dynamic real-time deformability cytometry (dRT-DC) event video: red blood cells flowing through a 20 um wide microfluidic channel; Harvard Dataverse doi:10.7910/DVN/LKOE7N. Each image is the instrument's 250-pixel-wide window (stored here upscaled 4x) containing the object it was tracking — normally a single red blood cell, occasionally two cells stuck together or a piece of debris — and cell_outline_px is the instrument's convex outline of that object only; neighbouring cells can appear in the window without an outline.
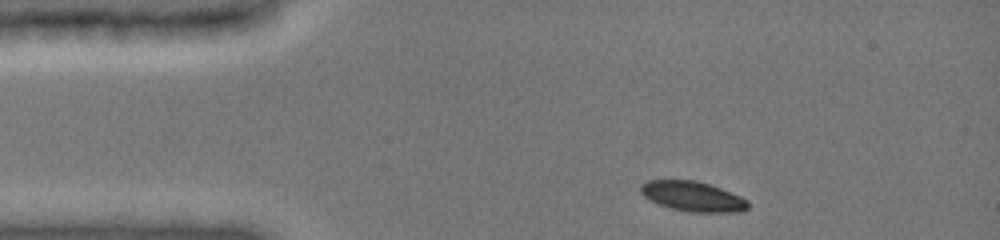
{"species": "common noctule bat (a hibernating species)", "species_latin": "Nyctalus noctula", "temperature_condition": "cold", "stored_images_in_passage": 7, "camera_frame_rate_fps": 3000, "um_per_image_px": 0.085, "animal": {"sex": "female", "body_mass_g": 19.0, "forearm_length_mm": 51.5}, "frame": {"image": 1, "passage_image": 1, "time_ms": 0.0, "image_size_px": [1000, 240], "cell_outline_px": [[748, 208], [744, 212], [692, 212], [672, 208], [660, 204], [644, 196], [640, 192], [640, 184], [648, 180], [696, 180], [720, 188], [740, 196], [748, 200]], "centroid_in_image_um": [58.9, 16.69], "position_along_channel_um": 26.1, "area_um2": 18.61}}
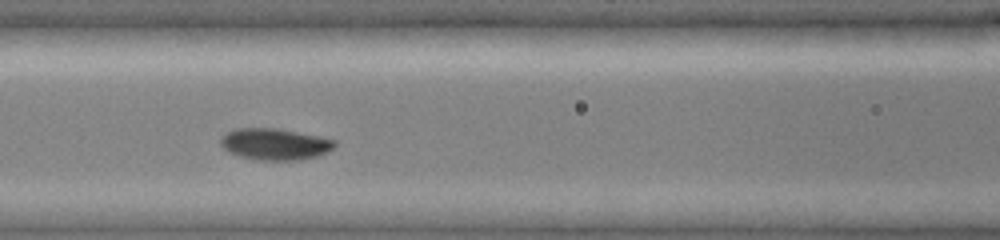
{"frame": {"image": 2, "passage_image": 6, "time_ms": 4.333, "image_size_px": [1000, 240], "cell_outline_px": [[336, 144], [328, 152], [316, 156], [300, 160], [256, 160], [240, 156], [228, 152], [220, 144], [220, 136], [236, 128], [280, 128], [336, 140]], "centroid_in_image_um": [23.34, 12.25], "position_along_channel_um": 143.3, "area_um2": 21.04}}
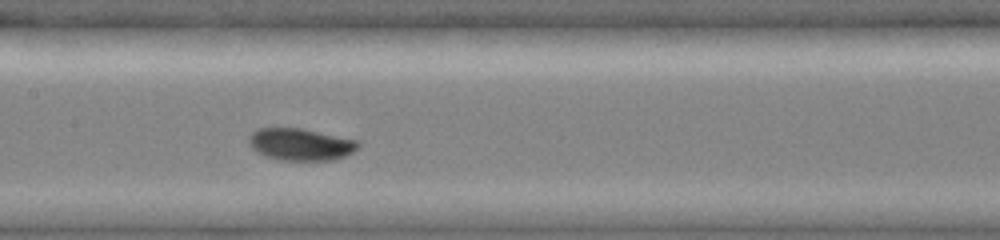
{"frame": {"image": 3, "passage_image": 7, "time_ms": 5.333, "image_size_px": [1000, 240], "cell_outline_px": [[360, 144], [352, 152], [344, 156], [332, 160], [280, 160], [264, 156], [252, 148], [248, 140], [248, 136], [252, 132], [260, 128], [300, 128], [360, 140]], "centroid_in_image_um": [25.54, 12.27], "position_along_channel_um": 181.9, "area_um2": 20.4}}